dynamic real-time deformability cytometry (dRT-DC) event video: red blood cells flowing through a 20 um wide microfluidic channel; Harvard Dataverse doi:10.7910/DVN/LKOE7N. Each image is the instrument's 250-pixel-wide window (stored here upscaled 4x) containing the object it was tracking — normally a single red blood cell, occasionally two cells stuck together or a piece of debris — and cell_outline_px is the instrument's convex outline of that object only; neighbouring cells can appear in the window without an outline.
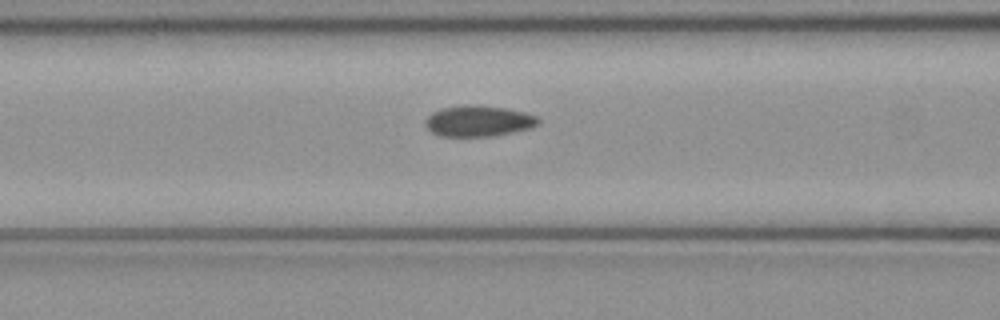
{"species": "common noctule bat (a hibernating species)", "species_latin": "Nyctalus noctula", "temperature_condition": "cold", "stored_images_in_passage": 37, "camera_frame_rate_fps": 3000, "um_per_image_px": 0.085, "animal": {"sex": "female", "body_mass_g": 21.9}, "frame": {"image": 1, "passage_image": 7, "time_ms": 2.0, "image_size_px": [1000, 320], "cell_outline_px": [[540, 124], [532, 128], [492, 136], [440, 136], [432, 132], [424, 124], [424, 120], [432, 112], [440, 108], [464, 104], [476, 104], [508, 108], [524, 112], [536, 116], [540, 120]], "centroid_in_image_um": [40.67, 10.27], "position_along_channel_um": 125.9, "area_um2": 20.69}}
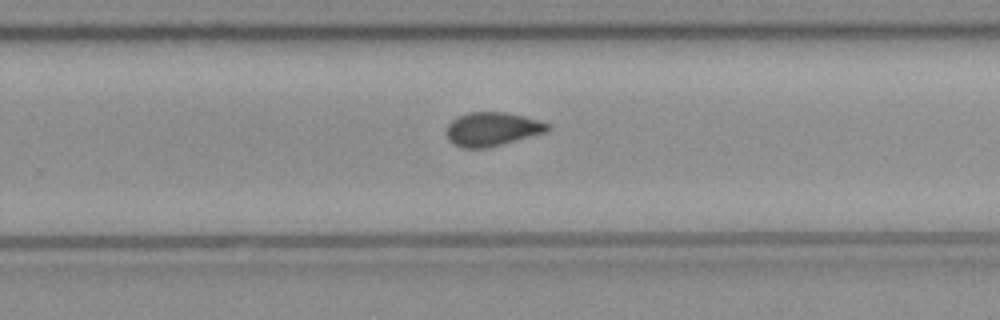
{"frame": {"image": 2, "passage_image": 19, "time_ms": 6.0, "image_size_px": [1000, 320], "cell_outline_px": [[548, 132], [488, 148], [464, 148], [452, 144], [448, 140], [448, 124], [456, 116], [468, 112], [504, 112], [524, 116], [548, 124]], "centroid_in_image_um": [41.81, 10.98], "position_along_channel_um": 288.0, "area_um2": 19.88}}
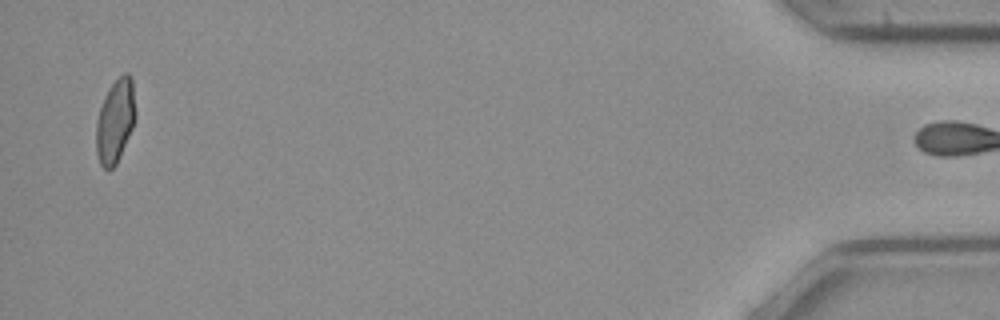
{"frame": {"image": 3, "passage_image": 36, "time_ms": 11.667, "image_size_px": [1000, 320], "cell_outline_px": [[136, 120], [120, 156], [116, 164], [112, 168], [104, 168], [100, 164], [96, 152], [96, 120], [104, 96], [112, 84], [124, 72], [128, 72], [132, 76], [136, 112]], "centroid_in_image_um": [9.81, 10.26], "position_along_channel_um": 425.4, "area_um2": 19.31}, "authors_computed_cell_mechanics": {"area_um2": 19.8832, "velocity_mm_per_s": 4.049, "shape_relaxation_time_tau1_ms": null, "shape_relaxation_time_tau2_ms": 1.9417, "deformation_change_tau1": null, "deformation_change_tau2": 0.0522}}